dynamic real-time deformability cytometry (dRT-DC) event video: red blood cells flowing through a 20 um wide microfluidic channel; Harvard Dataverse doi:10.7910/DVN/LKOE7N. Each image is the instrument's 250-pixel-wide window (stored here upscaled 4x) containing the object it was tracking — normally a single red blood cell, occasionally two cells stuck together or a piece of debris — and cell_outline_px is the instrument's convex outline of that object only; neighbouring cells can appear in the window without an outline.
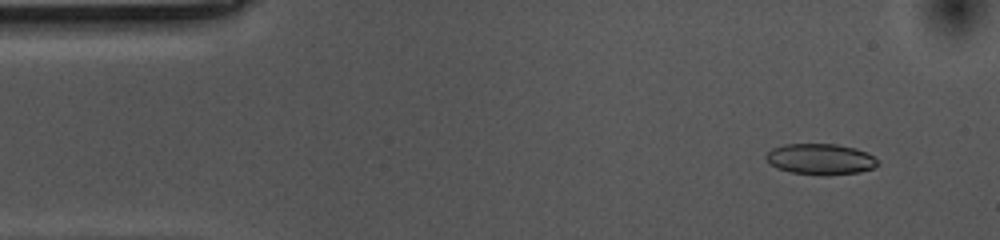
{"species": "common noctule bat (a hibernating species)", "species_latin": "Nyctalus noctula", "temperature_condition": "cold", "stored_images_in_passage": 6, "camera_frame_rate_fps": 3000, "um_per_image_px": 0.085, "animal": {"sex": "female", "body_mass_g": 10.0, "forearm_length_mm": 53.1}, "frame": {"image": 1, "passage_image": 2, "time_ms": 0.333, "image_size_px": [1000, 240], "cell_outline_px": [[868, 168], [848, 172], [800, 172], [784, 168], [828, 148], [844, 148], [860, 152], [868, 156]], "centroid_in_image_um": [70.75, 13.74], "position_along_channel_um": 14.3, "area_um2": 10.29}}